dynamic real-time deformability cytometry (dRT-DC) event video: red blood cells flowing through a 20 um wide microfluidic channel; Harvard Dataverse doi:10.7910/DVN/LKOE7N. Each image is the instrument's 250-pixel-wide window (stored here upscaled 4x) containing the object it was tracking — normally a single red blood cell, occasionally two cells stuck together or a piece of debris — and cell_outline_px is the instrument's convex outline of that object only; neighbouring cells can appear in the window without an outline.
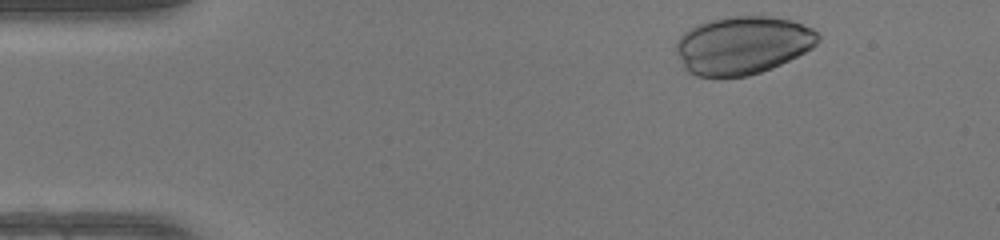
{"species": "human", "species_latin": "Homo sapiens", "temperature_condition": "warm", "stored_images_in_passage": 35, "camera_frame_rate_fps": 3000, "um_per_image_px": 0.085, "donor": {"sex": "female"}, "frame": {"image": 1, "passage_image": 2, "time_ms": 0.333, "image_size_px": [1000, 240], "cell_outline_px": [[820, 40], [812, 48], [772, 68], [748, 76], [696, 76], [688, 72], [684, 68], [676, 52], [676, 44], [680, 36], [684, 32], [696, 24], [708, 20], [728, 16], [768, 16], [792, 20], [812, 28], [820, 36]], "centroid_in_image_um": [63.11, 3.83], "position_along_channel_um": 21.9, "area_um2": 47.97}}
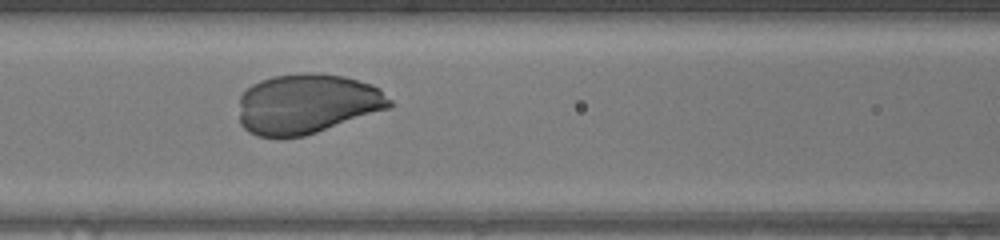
{"frame": {"image": 2, "passage_image": 17, "time_ms": 5.333, "image_size_px": [1000, 240], "cell_outline_px": [[392, 104], [388, 108], [304, 136], [256, 136], [248, 132], [240, 124], [240, 96], [252, 84], [260, 80], [272, 76], [304, 72], [312, 72], [344, 76], [372, 84], [380, 88], [392, 100]], "centroid_in_image_um": [26.09, 8.8], "position_along_channel_um": 140.5, "area_um2": 52.42}}
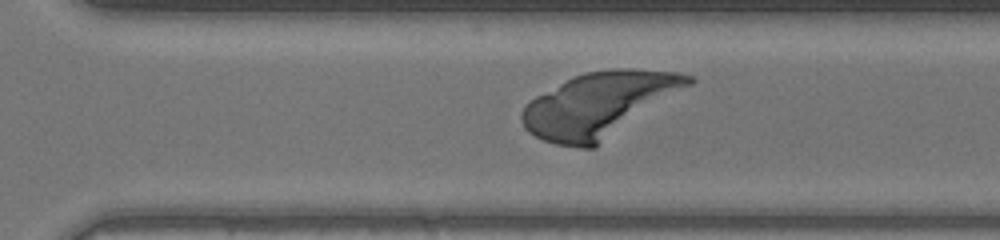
{"frame": {"image": 3, "passage_image": 30, "time_ms": 9.667, "image_size_px": [1000, 240], "cell_outline_px": [[696, 80], [692, 84], [596, 148], [580, 148], [556, 144], [544, 140], [528, 132], [524, 128], [520, 120], [520, 112], [524, 104], [536, 96], [572, 76], [588, 72], [612, 68], [632, 68], [676, 72], [692, 76]], "centroid_in_image_um": [50.91, 8.89], "position_along_channel_um": 319.7, "area_um2": 62.89}}